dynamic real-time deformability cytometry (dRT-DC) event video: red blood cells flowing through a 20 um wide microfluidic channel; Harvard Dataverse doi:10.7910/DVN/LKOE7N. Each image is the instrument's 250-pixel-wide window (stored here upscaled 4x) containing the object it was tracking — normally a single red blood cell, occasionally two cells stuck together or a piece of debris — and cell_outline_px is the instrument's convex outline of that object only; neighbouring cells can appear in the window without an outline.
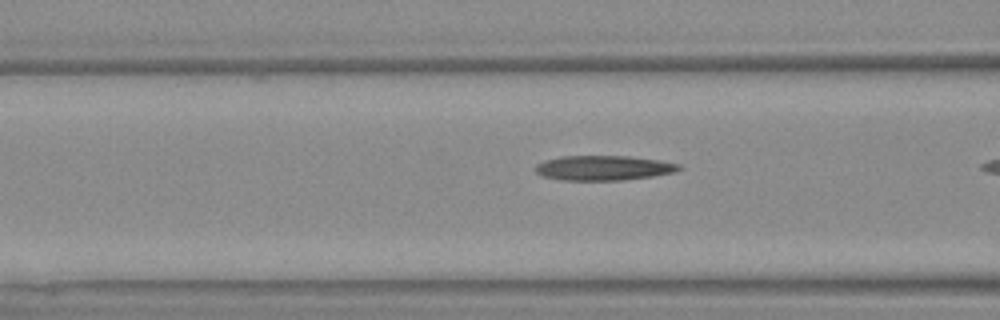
{"species": "Egyptian fruit bat (a non-hibernating species)", "species_latin": "Rousettus aegyptiacus", "temperature_condition": "warm", "stored_images_in_passage": 23, "camera_frame_rate_fps": 3000, "um_per_image_px": 0.085, "animal": {"sex": "female"}, "frame": {"image": 1, "passage_image": 4, "time_ms": 1.0, "image_size_px": [1000, 320], "cell_outline_px": [[684, 168], [676, 172], [652, 176], [620, 180], [564, 180], [544, 176], [536, 172], [536, 164], [544, 160], [560, 156], [628, 156], [660, 160], [680, 164]], "centroid_in_image_um": [51.34, 14.26], "position_along_channel_um": 115.3, "area_um2": 20.75}}
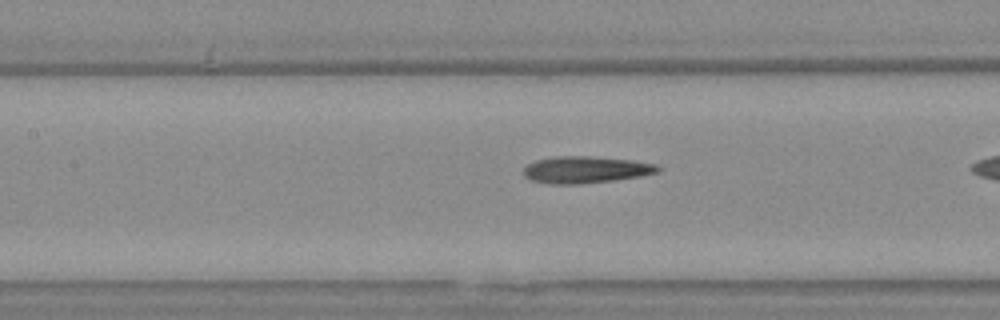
{"frame": {"image": 2, "passage_image": 7, "time_ms": 2.0, "image_size_px": [1000, 320], "cell_outline_px": [[660, 172], [640, 176], [612, 180], [580, 184], [548, 184], [532, 180], [524, 176], [524, 168], [528, 164], [536, 160], [556, 156], [588, 156], [632, 160], [656, 164], [660, 168]], "centroid_in_image_um": [49.78, 14.42], "position_along_channel_um": 157.6, "area_um2": 20.92}}